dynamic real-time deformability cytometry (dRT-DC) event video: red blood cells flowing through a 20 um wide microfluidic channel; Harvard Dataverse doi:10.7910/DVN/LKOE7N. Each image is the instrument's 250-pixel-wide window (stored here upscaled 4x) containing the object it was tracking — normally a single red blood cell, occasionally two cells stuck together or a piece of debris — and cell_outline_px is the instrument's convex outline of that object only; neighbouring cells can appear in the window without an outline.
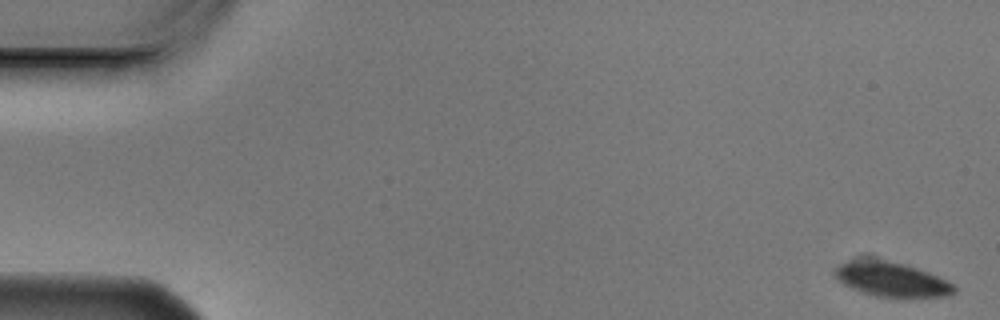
{"species": "Egyptian fruit bat (a non-hibernating species)", "species_latin": "Rousettus aegyptiacus", "temperature_condition": "cold", "stored_images_in_passage": 7, "camera_frame_rate_fps": 3000, "um_per_image_px": 0.085, "animal": {"sex": "male"}, "frame": {"image": 1, "passage_image": 1, "time_ms": 0.0, "image_size_px": [1000, 320], "cell_outline_px": [[956, 292], [948, 296], [876, 296], [860, 292], [844, 284], [832, 272], [840, 264], [860, 256], [872, 256], [904, 264], [928, 272], [952, 284], [956, 288]], "centroid_in_image_um": [75.69, 23.69], "position_along_channel_um": 9.3, "area_um2": 24.04}}
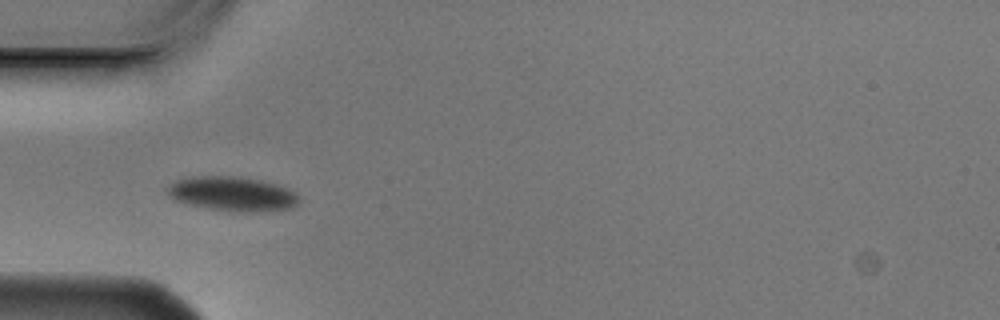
{"frame": {"image": 2, "passage_image": 5, "time_ms": 1.333, "image_size_px": [1000, 320], "cell_outline_px": [[300, 200], [292, 208], [248, 212], [240, 212], [212, 208], [188, 204], [176, 200], [168, 196], [164, 192], [168, 184], [184, 176], [232, 176], [260, 180], [276, 184], [288, 188], [296, 192]], "centroid_in_image_um": [19.7, 16.45], "position_along_channel_um": 65.3, "area_um2": 26.47}}
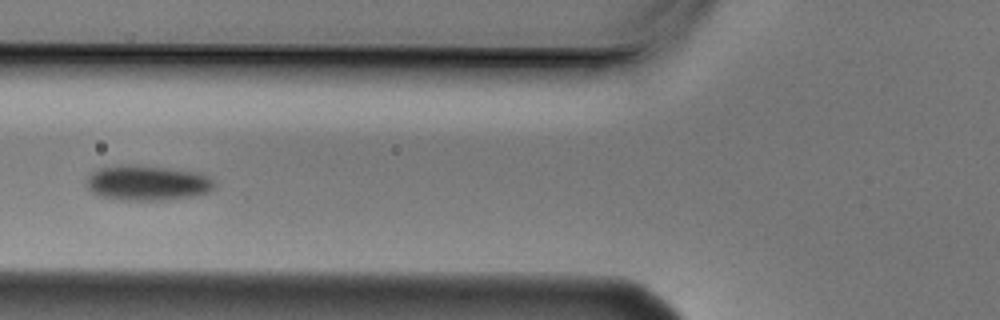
{"frame": {"image": 3, "passage_image": 6, "time_ms": 1.667, "image_size_px": [1000, 320], "cell_outline_px": [[216, 184], [208, 192], [188, 196], [160, 200], [124, 200], [100, 196], [92, 192], [88, 188], [88, 176], [92, 172], [100, 168], [164, 168], [196, 172], [208, 176]], "centroid_in_image_um": [12.55, 15.6], "position_along_channel_um": 113.2, "area_um2": 24.68}}